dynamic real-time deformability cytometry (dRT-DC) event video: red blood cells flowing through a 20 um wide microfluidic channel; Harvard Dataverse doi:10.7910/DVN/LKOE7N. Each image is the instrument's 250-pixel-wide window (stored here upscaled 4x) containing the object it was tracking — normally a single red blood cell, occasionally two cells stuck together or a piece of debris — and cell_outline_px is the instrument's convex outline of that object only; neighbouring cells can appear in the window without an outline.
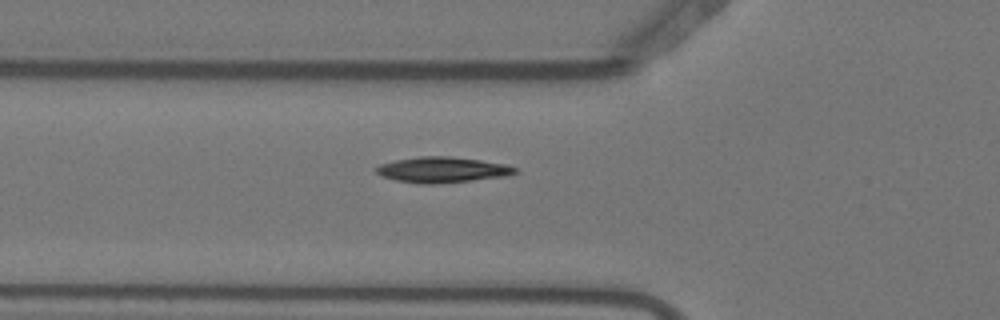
{"species": "Egyptian fruit bat (a non-hibernating species)", "species_latin": "Rousettus aegyptiacus", "temperature_condition": "warm", "stored_images_in_passage": 6, "camera_frame_rate_fps": 3000, "um_per_image_px": 0.085, "animal": {"sex": "female"}, "frame": {"image": 1, "passage_image": 6, "time_ms": 1.667, "image_size_px": [1000, 320], "cell_outline_px": [[516, 172], [504, 176], [432, 184], [416, 184], [396, 180], [384, 176], [376, 172], [376, 168], [380, 164], [396, 160], [420, 156], [452, 156], [508, 164], [516, 168]], "centroid_in_image_um": [37.58, 14.42], "position_along_channel_um": 88.2, "area_um2": 20.46}}